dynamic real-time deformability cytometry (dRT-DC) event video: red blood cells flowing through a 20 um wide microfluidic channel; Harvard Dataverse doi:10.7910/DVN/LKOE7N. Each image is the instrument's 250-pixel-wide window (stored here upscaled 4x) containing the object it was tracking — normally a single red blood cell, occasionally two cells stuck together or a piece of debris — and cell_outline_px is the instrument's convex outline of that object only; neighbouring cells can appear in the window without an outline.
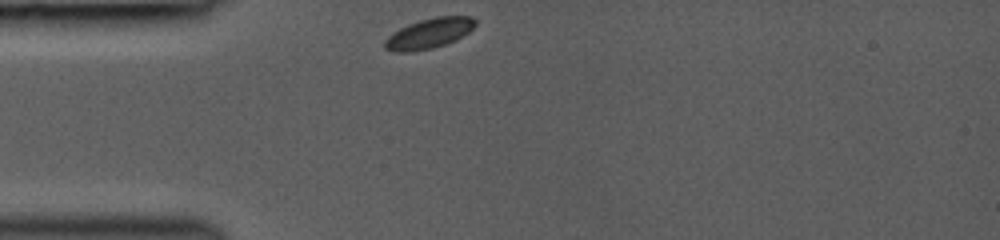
{"species": "common noctule bat (a hibernating species)", "species_latin": "Nyctalus noctula", "temperature_condition": "room temperature", "stored_images_in_passage": 29, "camera_frame_rate_fps": 3000, "um_per_image_px": 0.085, "animal": {"sex": "female", "body_mass_g": 19.0, "forearm_length_mm": 53.3}, "frame": {"image": 1, "passage_image": 1, "time_ms": 0.0, "image_size_px": [1000, 240], "cell_outline_px": [[476, 24], [468, 32], [444, 44], [432, 48], [412, 52], [392, 52], [384, 48], [384, 40], [392, 32], [408, 24], [420, 20], [436, 16], [472, 16], [476, 20]], "centroid_in_image_um": [36.42, 2.83], "position_along_channel_um": 48.6, "area_um2": 15.84}}
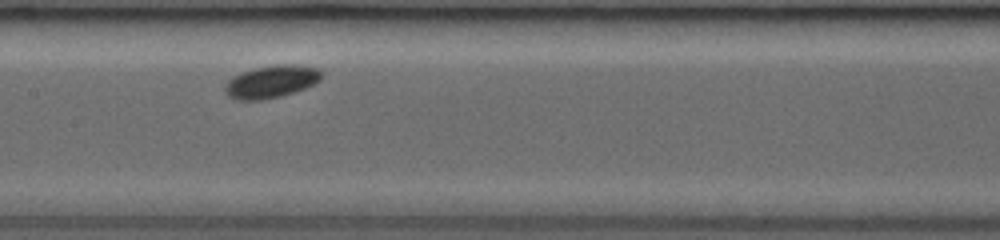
{"frame": {"image": 2, "passage_image": 12, "time_ms": 3.667, "image_size_px": [1000, 240], "cell_outline_px": [[324, 76], [320, 80], [304, 88], [280, 96], [260, 100], [236, 100], [228, 96], [224, 92], [224, 84], [232, 76], [252, 68], [276, 64], [296, 64], [316, 68], [324, 72]], "centroid_in_image_um": [23.03, 6.92], "position_along_channel_um": 184.4, "area_um2": 18.5}}
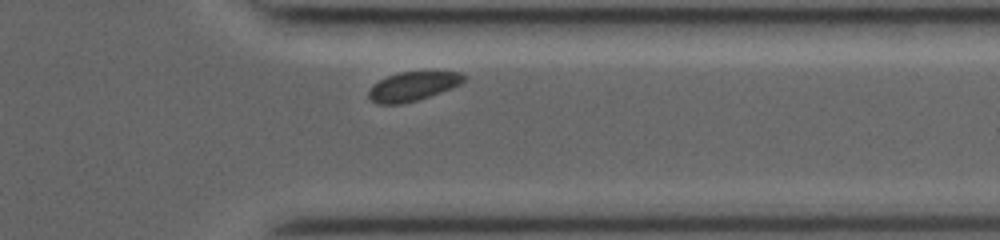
{"frame": {"image": 3, "passage_image": 26, "time_ms": 8.333, "image_size_px": [1000, 240], "cell_outline_px": [[464, 80], [460, 84], [452, 88], [416, 100], [400, 104], [376, 104], [368, 96], [368, 92], [372, 84], [388, 76], [400, 72], [460, 72], [464, 76]], "centroid_in_image_um": [35.05, 7.34], "position_along_channel_um": 376.4, "area_um2": 15.84}}